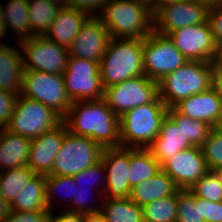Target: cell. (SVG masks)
I'll list each match as a JSON object with an SVG mask.
<instances>
[{"label":"cell","instance_id":"cell-1","mask_svg":"<svg viewBox=\"0 0 222 222\" xmlns=\"http://www.w3.org/2000/svg\"><path fill=\"white\" fill-rule=\"evenodd\" d=\"M63 123L72 134L89 137L103 149L121 147L119 117L104 99L72 102Z\"/></svg>","mask_w":222,"mask_h":222},{"label":"cell","instance_id":"cell-2","mask_svg":"<svg viewBox=\"0 0 222 222\" xmlns=\"http://www.w3.org/2000/svg\"><path fill=\"white\" fill-rule=\"evenodd\" d=\"M98 17L111 38L144 39L154 30L150 4L143 0H109Z\"/></svg>","mask_w":222,"mask_h":222},{"label":"cell","instance_id":"cell-3","mask_svg":"<svg viewBox=\"0 0 222 222\" xmlns=\"http://www.w3.org/2000/svg\"><path fill=\"white\" fill-rule=\"evenodd\" d=\"M143 46L144 39L111 38L109 40L106 53L99 62L104 88L145 75Z\"/></svg>","mask_w":222,"mask_h":222},{"label":"cell","instance_id":"cell-4","mask_svg":"<svg viewBox=\"0 0 222 222\" xmlns=\"http://www.w3.org/2000/svg\"><path fill=\"white\" fill-rule=\"evenodd\" d=\"M213 72L212 62L187 61L158 81L159 98L168 108H173L181 100L209 90Z\"/></svg>","mask_w":222,"mask_h":222},{"label":"cell","instance_id":"cell-5","mask_svg":"<svg viewBox=\"0 0 222 222\" xmlns=\"http://www.w3.org/2000/svg\"><path fill=\"white\" fill-rule=\"evenodd\" d=\"M168 107L159 98L130 109L119 118L121 147L147 148L159 134Z\"/></svg>","mask_w":222,"mask_h":222},{"label":"cell","instance_id":"cell-6","mask_svg":"<svg viewBox=\"0 0 222 222\" xmlns=\"http://www.w3.org/2000/svg\"><path fill=\"white\" fill-rule=\"evenodd\" d=\"M63 122L52 108L21 94L17 97L14 113L5 127L14 134L33 140Z\"/></svg>","mask_w":222,"mask_h":222},{"label":"cell","instance_id":"cell-7","mask_svg":"<svg viewBox=\"0 0 222 222\" xmlns=\"http://www.w3.org/2000/svg\"><path fill=\"white\" fill-rule=\"evenodd\" d=\"M102 152L91 138L67 131L49 175L74 176L101 161Z\"/></svg>","mask_w":222,"mask_h":222},{"label":"cell","instance_id":"cell-8","mask_svg":"<svg viewBox=\"0 0 222 222\" xmlns=\"http://www.w3.org/2000/svg\"><path fill=\"white\" fill-rule=\"evenodd\" d=\"M21 95L52 108L62 118L72 101L67 96L63 75L36 70H23Z\"/></svg>","mask_w":222,"mask_h":222},{"label":"cell","instance_id":"cell-9","mask_svg":"<svg viewBox=\"0 0 222 222\" xmlns=\"http://www.w3.org/2000/svg\"><path fill=\"white\" fill-rule=\"evenodd\" d=\"M63 78L72 102L103 99L99 62L69 56Z\"/></svg>","mask_w":222,"mask_h":222},{"label":"cell","instance_id":"cell-10","mask_svg":"<svg viewBox=\"0 0 222 222\" xmlns=\"http://www.w3.org/2000/svg\"><path fill=\"white\" fill-rule=\"evenodd\" d=\"M158 96V82L141 75L104 88L103 99L120 118L130 109L149 104Z\"/></svg>","mask_w":222,"mask_h":222},{"label":"cell","instance_id":"cell-11","mask_svg":"<svg viewBox=\"0 0 222 222\" xmlns=\"http://www.w3.org/2000/svg\"><path fill=\"white\" fill-rule=\"evenodd\" d=\"M143 60L145 75L157 82L188 61L168 35L155 30L144 38Z\"/></svg>","mask_w":222,"mask_h":222},{"label":"cell","instance_id":"cell-12","mask_svg":"<svg viewBox=\"0 0 222 222\" xmlns=\"http://www.w3.org/2000/svg\"><path fill=\"white\" fill-rule=\"evenodd\" d=\"M21 49L23 69L60 74L66 70L69 49L44 36H33L18 43Z\"/></svg>","mask_w":222,"mask_h":222},{"label":"cell","instance_id":"cell-13","mask_svg":"<svg viewBox=\"0 0 222 222\" xmlns=\"http://www.w3.org/2000/svg\"><path fill=\"white\" fill-rule=\"evenodd\" d=\"M193 147L184 132V116L174 108H168L163 119L159 134L147 147L152 156L161 165L178 152Z\"/></svg>","mask_w":222,"mask_h":222},{"label":"cell","instance_id":"cell-14","mask_svg":"<svg viewBox=\"0 0 222 222\" xmlns=\"http://www.w3.org/2000/svg\"><path fill=\"white\" fill-rule=\"evenodd\" d=\"M209 7L195 0H181L159 9L154 16V30L169 34L177 29L207 21Z\"/></svg>","mask_w":222,"mask_h":222},{"label":"cell","instance_id":"cell-15","mask_svg":"<svg viewBox=\"0 0 222 222\" xmlns=\"http://www.w3.org/2000/svg\"><path fill=\"white\" fill-rule=\"evenodd\" d=\"M167 35L188 61L213 60L217 44L207 21L177 29Z\"/></svg>","mask_w":222,"mask_h":222},{"label":"cell","instance_id":"cell-16","mask_svg":"<svg viewBox=\"0 0 222 222\" xmlns=\"http://www.w3.org/2000/svg\"><path fill=\"white\" fill-rule=\"evenodd\" d=\"M106 169V185L103 199L129 198L130 148H104L101 156Z\"/></svg>","mask_w":222,"mask_h":222},{"label":"cell","instance_id":"cell-17","mask_svg":"<svg viewBox=\"0 0 222 222\" xmlns=\"http://www.w3.org/2000/svg\"><path fill=\"white\" fill-rule=\"evenodd\" d=\"M161 167L179 189L186 190H189L209 171L202 149L198 146L178 152L165 161Z\"/></svg>","mask_w":222,"mask_h":222},{"label":"cell","instance_id":"cell-18","mask_svg":"<svg viewBox=\"0 0 222 222\" xmlns=\"http://www.w3.org/2000/svg\"><path fill=\"white\" fill-rule=\"evenodd\" d=\"M111 39L98 16H90L70 45L69 56L100 62Z\"/></svg>","mask_w":222,"mask_h":222},{"label":"cell","instance_id":"cell-19","mask_svg":"<svg viewBox=\"0 0 222 222\" xmlns=\"http://www.w3.org/2000/svg\"><path fill=\"white\" fill-rule=\"evenodd\" d=\"M67 131L66 125L62 122L55 129L31 140L27 166L35 174L46 176L52 172L56 154Z\"/></svg>","mask_w":222,"mask_h":222},{"label":"cell","instance_id":"cell-20","mask_svg":"<svg viewBox=\"0 0 222 222\" xmlns=\"http://www.w3.org/2000/svg\"><path fill=\"white\" fill-rule=\"evenodd\" d=\"M173 108L181 115L193 120H201L213 128L222 112V98L211 87L205 92L181 100Z\"/></svg>","mask_w":222,"mask_h":222},{"label":"cell","instance_id":"cell-21","mask_svg":"<svg viewBox=\"0 0 222 222\" xmlns=\"http://www.w3.org/2000/svg\"><path fill=\"white\" fill-rule=\"evenodd\" d=\"M89 17L90 15L82 10L66 5L62 6L44 37L69 48Z\"/></svg>","mask_w":222,"mask_h":222},{"label":"cell","instance_id":"cell-22","mask_svg":"<svg viewBox=\"0 0 222 222\" xmlns=\"http://www.w3.org/2000/svg\"><path fill=\"white\" fill-rule=\"evenodd\" d=\"M14 46H0V89L19 95L24 69L20 46Z\"/></svg>","mask_w":222,"mask_h":222},{"label":"cell","instance_id":"cell-23","mask_svg":"<svg viewBox=\"0 0 222 222\" xmlns=\"http://www.w3.org/2000/svg\"><path fill=\"white\" fill-rule=\"evenodd\" d=\"M179 190L172 178L161 170L150 179L133 186L129 199L143 207L157 199L175 195Z\"/></svg>","mask_w":222,"mask_h":222},{"label":"cell","instance_id":"cell-24","mask_svg":"<svg viewBox=\"0 0 222 222\" xmlns=\"http://www.w3.org/2000/svg\"><path fill=\"white\" fill-rule=\"evenodd\" d=\"M31 140L0 129V172L27 166Z\"/></svg>","mask_w":222,"mask_h":222},{"label":"cell","instance_id":"cell-25","mask_svg":"<svg viewBox=\"0 0 222 222\" xmlns=\"http://www.w3.org/2000/svg\"><path fill=\"white\" fill-rule=\"evenodd\" d=\"M45 175L35 174L16 195L9 210L17 212L49 210L45 199Z\"/></svg>","mask_w":222,"mask_h":222},{"label":"cell","instance_id":"cell-26","mask_svg":"<svg viewBox=\"0 0 222 222\" xmlns=\"http://www.w3.org/2000/svg\"><path fill=\"white\" fill-rule=\"evenodd\" d=\"M2 7L6 31L11 30L15 34L17 37L15 43L33 37L29 22L28 0H9L6 6Z\"/></svg>","mask_w":222,"mask_h":222},{"label":"cell","instance_id":"cell-27","mask_svg":"<svg viewBox=\"0 0 222 222\" xmlns=\"http://www.w3.org/2000/svg\"><path fill=\"white\" fill-rule=\"evenodd\" d=\"M129 170V183L132 188L155 176L162 167L147 148H130Z\"/></svg>","mask_w":222,"mask_h":222},{"label":"cell","instance_id":"cell-28","mask_svg":"<svg viewBox=\"0 0 222 222\" xmlns=\"http://www.w3.org/2000/svg\"><path fill=\"white\" fill-rule=\"evenodd\" d=\"M100 212L107 222H144L142 207L129 198L103 199Z\"/></svg>","mask_w":222,"mask_h":222},{"label":"cell","instance_id":"cell-29","mask_svg":"<svg viewBox=\"0 0 222 222\" xmlns=\"http://www.w3.org/2000/svg\"><path fill=\"white\" fill-rule=\"evenodd\" d=\"M28 6L33 36H44L63 5L49 0H28Z\"/></svg>","mask_w":222,"mask_h":222},{"label":"cell","instance_id":"cell-30","mask_svg":"<svg viewBox=\"0 0 222 222\" xmlns=\"http://www.w3.org/2000/svg\"><path fill=\"white\" fill-rule=\"evenodd\" d=\"M34 175L35 173L28 166L0 172V194L8 205L13 202L17 193Z\"/></svg>","mask_w":222,"mask_h":222},{"label":"cell","instance_id":"cell-31","mask_svg":"<svg viewBox=\"0 0 222 222\" xmlns=\"http://www.w3.org/2000/svg\"><path fill=\"white\" fill-rule=\"evenodd\" d=\"M177 193L157 199L142 207L144 222H176L178 217Z\"/></svg>","mask_w":222,"mask_h":222},{"label":"cell","instance_id":"cell-32","mask_svg":"<svg viewBox=\"0 0 222 222\" xmlns=\"http://www.w3.org/2000/svg\"><path fill=\"white\" fill-rule=\"evenodd\" d=\"M77 184L78 183L74 180L73 176L46 175V178H45V199H46V202L48 205V209L50 211H53L54 204L57 205L55 203V200L58 199V197L55 198V196H57V194L58 195L65 194V197L68 198L66 201H69V202H67L68 204H65V207H67V205L69 206L71 204L72 199L74 198L75 185H77ZM59 192H61V193H59Z\"/></svg>","mask_w":222,"mask_h":222},{"label":"cell","instance_id":"cell-33","mask_svg":"<svg viewBox=\"0 0 222 222\" xmlns=\"http://www.w3.org/2000/svg\"><path fill=\"white\" fill-rule=\"evenodd\" d=\"M178 217L176 222H205L201 219V198L191 191L180 189L177 192Z\"/></svg>","mask_w":222,"mask_h":222},{"label":"cell","instance_id":"cell-34","mask_svg":"<svg viewBox=\"0 0 222 222\" xmlns=\"http://www.w3.org/2000/svg\"><path fill=\"white\" fill-rule=\"evenodd\" d=\"M189 191L196 197L222 202V181L213 171H208L203 175Z\"/></svg>","mask_w":222,"mask_h":222},{"label":"cell","instance_id":"cell-35","mask_svg":"<svg viewBox=\"0 0 222 222\" xmlns=\"http://www.w3.org/2000/svg\"><path fill=\"white\" fill-rule=\"evenodd\" d=\"M201 149L209 171L222 165V133L212 128Z\"/></svg>","mask_w":222,"mask_h":222},{"label":"cell","instance_id":"cell-36","mask_svg":"<svg viewBox=\"0 0 222 222\" xmlns=\"http://www.w3.org/2000/svg\"><path fill=\"white\" fill-rule=\"evenodd\" d=\"M106 169L105 166L103 164L102 161H99L96 165L91 166L81 172H79L78 174L74 175V180L78 183V185H84L85 183L87 185L85 186H89L91 188H93V190L95 189L94 186H98L102 188L101 191L100 189L97 191V196H98V200L102 201L103 200V193L105 191V185H106ZM105 178V179H104ZM102 181V182H101ZM94 183V184H93ZM100 183H103L101 185H99ZM94 185V186H93Z\"/></svg>","mask_w":222,"mask_h":222},{"label":"cell","instance_id":"cell-37","mask_svg":"<svg viewBox=\"0 0 222 222\" xmlns=\"http://www.w3.org/2000/svg\"><path fill=\"white\" fill-rule=\"evenodd\" d=\"M91 189L93 193L94 192L93 188L89 186L78 185V184L75 185L74 198L72 199L71 204L66 208L64 207V209L73 211V212L84 213V214L100 212L102 201H100L99 203H95V200H92L94 202L92 203L91 201V204H90V200L91 198H93L91 197L92 196L90 193L91 191H89ZM97 204H99V206H97Z\"/></svg>","mask_w":222,"mask_h":222},{"label":"cell","instance_id":"cell-38","mask_svg":"<svg viewBox=\"0 0 222 222\" xmlns=\"http://www.w3.org/2000/svg\"><path fill=\"white\" fill-rule=\"evenodd\" d=\"M212 127L201 121L184 116V132L187 140L193 145L201 147L206 141Z\"/></svg>","mask_w":222,"mask_h":222},{"label":"cell","instance_id":"cell-39","mask_svg":"<svg viewBox=\"0 0 222 222\" xmlns=\"http://www.w3.org/2000/svg\"><path fill=\"white\" fill-rule=\"evenodd\" d=\"M50 210L17 212L9 210L2 222H49Z\"/></svg>","mask_w":222,"mask_h":222},{"label":"cell","instance_id":"cell-40","mask_svg":"<svg viewBox=\"0 0 222 222\" xmlns=\"http://www.w3.org/2000/svg\"><path fill=\"white\" fill-rule=\"evenodd\" d=\"M17 94L0 89V127L5 128L14 113Z\"/></svg>","mask_w":222,"mask_h":222},{"label":"cell","instance_id":"cell-41","mask_svg":"<svg viewBox=\"0 0 222 222\" xmlns=\"http://www.w3.org/2000/svg\"><path fill=\"white\" fill-rule=\"evenodd\" d=\"M207 22L216 44H222V4L209 7Z\"/></svg>","mask_w":222,"mask_h":222},{"label":"cell","instance_id":"cell-42","mask_svg":"<svg viewBox=\"0 0 222 222\" xmlns=\"http://www.w3.org/2000/svg\"><path fill=\"white\" fill-rule=\"evenodd\" d=\"M108 1L109 0H66V6L82 10L90 16H98Z\"/></svg>","mask_w":222,"mask_h":222},{"label":"cell","instance_id":"cell-43","mask_svg":"<svg viewBox=\"0 0 222 222\" xmlns=\"http://www.w3.org/2000/svg\"><path fill=\"white\" fill-rule=\"evenodd\" d=\"M201 219L205 222H222V202L201 198Z\"/></svg>","mask_w":222,"mask_h":222},{"label":"cell","instance_id":"cell-44","mask_svg":"<svg viewBox=\"0 0 222 222\" xmlns=\"http://www.w3.org/2000/svg\"><path fill=\"white\" fill-rule=\"evenodd\" d=\"M50 213L49 222H84V213L73 212L63 209L60 214Z\"/></svg>","mask_w":222,"mask_h":222},{"label":"cell","instance_id":"cell-45","mask_svg":"<svg viewBox=\"0 0 222 222\" xmlns=\"http://www.w3.org/2000/svg\"><path fill=\"white\" fill-rule=\"evenodd\" d=\"M213 65V73H222V44H217L215 55L211 61Z\"/></svg>","mask_w":222,"mask_h":222},{"label":"cell","instance_id":"cell-46","mask_svg":"<svg viewBox=\"0 0 222 222\" xmlns=\"http://www.w3.org/2000/svg\"><path fill=\"white\" fill-rule=\"evenodd\" d=\"M179 1L181 0H152L149 4L151 7L152 14L154 15L159 9L163 8L164 6Z\"/></svg>","mask_w":222,"mask_h":222},{"label":"cell","instance_id":"cell-47","mask_svg":"<svg viewBox=\"0 0 222 222\" xmlns=\"http://www.w3.org/2000/svg\"><path fill=\"white\" fill-rule=\"evenodd\" d=\"M84 222H107V220L101 212L85 213Z\"/></svg>","mask_w":222,"mask_h":222},{"label":"cell","instance_id":"cell-48","mask_svg":"<svg viewBox=\"0 0 222 222\" xmlns=\"http://www.w3.org/2000/svg\"><path fill=\"white\" fill-rule=\"evenodd\" d=\"M212 87L217 91V94L222 98V73H213Z\"/></svg>","mask_w":222,"mask_h":222},{"label":"cell","instance_id":"cell-49","mask_svg":"<svg viewBox=\"0 0 222 222\" xmlns=\"http://www.w3.org/2000/svg\"><path fill=\"white\" fill-rule=\"evenodd\" d=\"M9 211V205L5 202L4 198L0 194V222L5 218Z\"/></svg>","mask_w":222,"mask_h":222},{"label":"cell","instance_id":"cell-50","mask_svg":"<svg viewBox=\"0 0 222 222\" xmlns=\"http://www.w3.org/2000/svg\"><path fill=\"white\" fill-rule=\"evenodd\" d=\"M199 3H203L207 5L208 7H214L216 5L222 4V0H195Z\"/></svg>","mask_w":222,"mask_h":222},{"label":"cell","instance_id":"cell-51","mask_svg":"<svg viewBox=\"0 0 222 222\" xmlns=\"http://www.w3.org/2000/svg\"><path fill=\"white\" fill-rule=\"evenodd\" d=\"M7 33L8 32L6 31L4 21H0V40L4 38L7 35ZM3 45H8V44L3 43V40H2V43H0V46H3Z\"/></svg>","mask_w":222,"mask_h":222},{"label":"cell","instance_id":"cell-52","mask_svg":"<svg viewBox=\"0 0 222 222\" xmlns=\"http://www.w3.org/2000/svg\"><path fill=\"white\" fill-rule=\"evenodd\" d=\"M213 129H215L216 131L222 133V112L220 113L216 124L214 125Z\"/></svg>","mask_w":222,"mask_h":222},{"label":"cell","instance_id":"cell-53","mask_svg":"<svg viewBox=\"0 0 222 222\" xmlns=\"http://www.w3.org/2000/svg\"><path fill=\"white\" fill-rule=\"evenodd\" d=\"M213 172L221 179L222 181V165L218 166L213 170Z\"/></svg>","mask_w":222,"mask_h":222},{"label":"cell","instance_id":"cell-54","mask_svg":"<svg viewBox=\"0 0 222 222\" xmlns=\"http://www.w3.org/2000/svg\"><path fill=\"white\" fill-rule=\"evenodd\" d=\"M49 1H53V2L60 3V4H62L63 6L66 5V0H49Z\"/></svg>","mask_w":222,"mask_h":222},{"label":"cell","instance_id":"cell-55","mask_svg":"<svg viewBox=\"0 0 222 222\" xmlns=\"http://www.w3.org/2000/svg\"><path fill=\"white\" fill-rule=\"evenodd\" d=\"M0 21H3V7L1 2H0Z\"/></svg>","mask_w":222,"mask_h":222},{"label":"cell","instance_id":"cell-56","mask_svg":"<svg viewBox=\"0 0 222 222\" xmlns=\"http://www.w3.org/2000/svg\"><path fill=\"white\" fill-rule=\"evenodd\" d=\"M143 1H146L147 3H150L152 0H143Z\"/></svg>","mask_w":222,"mask_h":222}]
</instances>
